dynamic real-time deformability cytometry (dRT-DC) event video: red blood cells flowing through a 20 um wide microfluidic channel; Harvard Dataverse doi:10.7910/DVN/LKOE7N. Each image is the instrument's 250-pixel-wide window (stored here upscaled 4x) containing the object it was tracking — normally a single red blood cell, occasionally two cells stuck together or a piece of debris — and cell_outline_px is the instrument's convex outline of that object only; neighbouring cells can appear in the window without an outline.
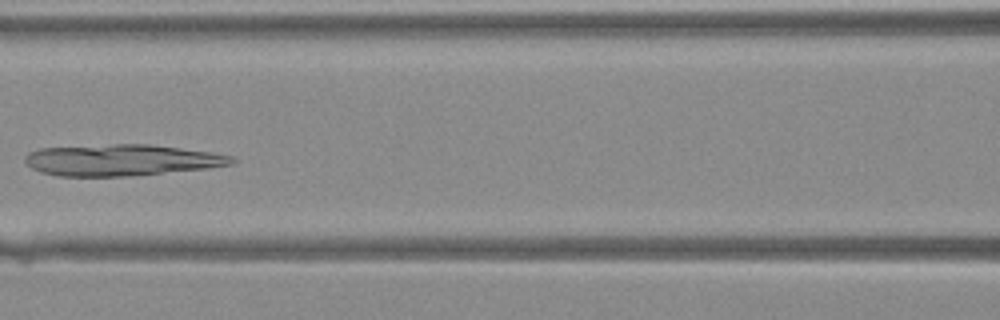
{"species": "Egyptian fruit bat (a non-hibernating species)", "species_latin": "Rousettus aegyptiacus", "temperature_condition": "warm", "stored_images_in_passage": 37, "camera_frame_rate_fps": 3000, "um_per_image_px": 0.085, "animal": {"sex": "female"}, "frame": {"image": 1, "passage_image": 14, "time_ms": 4.333, "image_size_px": [1000, 320], "cell_outline_px": [[236, 164], [208, 168], [132, 176], [60, 176], [40, 172], [32, 168], [24, 160], [24, 156], [40, 148], [116, 144], [148, 144], [212, 152], [232, 156], [236, 160]], "centroid_in_image_um": [10.37, 13.61], "position_along_channel_um": 156.2, "area_um2": 37.74}}
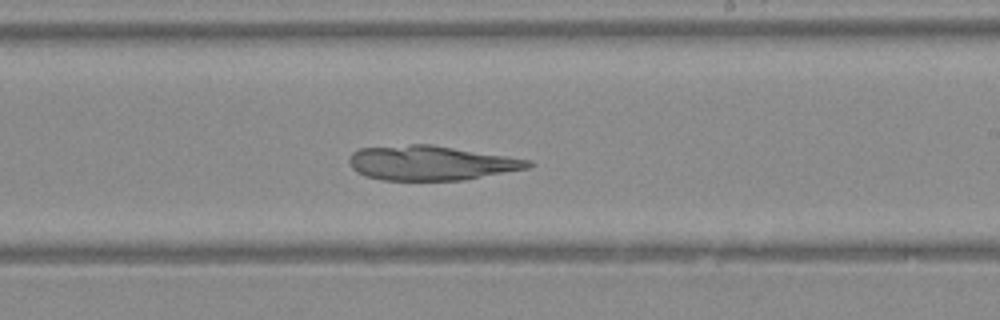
{"frame": {"image": 2, "passage_image": 20, "time_ms": 6.333, "image_size_px": [1000, 320], "cell_outline_px": [[532, 164], [528, 168], [464, 180], [380, 180], [364, 176], [356, 172], [348, 164], [348, 160], [352, 152], [360, 148], [412, 144], [432, 144], [532, 160]], "centroid_in_image_um": [36.58, 13.85], "position_along_channel_um": 252.4, "area_um2": 36.18}}
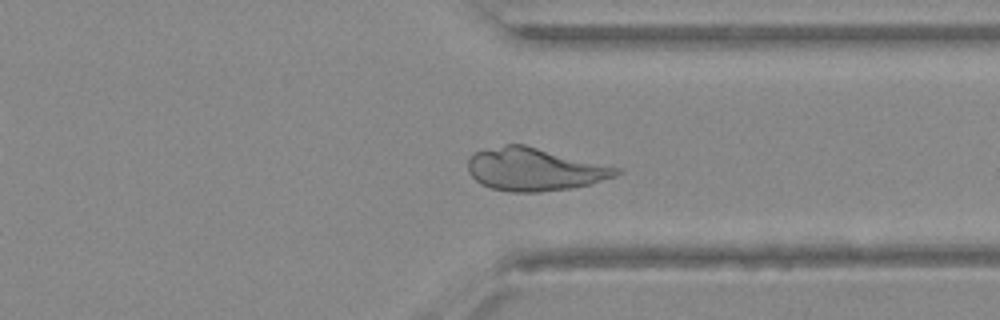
{"frame": {"image": 3, "passage_image": 27, "time_ms": 8.667, "image_size_px": [1000, 320], "cell_outline_px": [[624, 172], [616, 176], [588, 184], [572, 188], [540, 192], [508, 192], [492, 188], [480, 184], [468, 172], [468, 156], [476, 152], [504, 144], [524, 144], [620, 168]], "centroid_in_image_um": [45.42, 14.39], "position_along_channel_um": 366.0, "area_um2": 37.05}}